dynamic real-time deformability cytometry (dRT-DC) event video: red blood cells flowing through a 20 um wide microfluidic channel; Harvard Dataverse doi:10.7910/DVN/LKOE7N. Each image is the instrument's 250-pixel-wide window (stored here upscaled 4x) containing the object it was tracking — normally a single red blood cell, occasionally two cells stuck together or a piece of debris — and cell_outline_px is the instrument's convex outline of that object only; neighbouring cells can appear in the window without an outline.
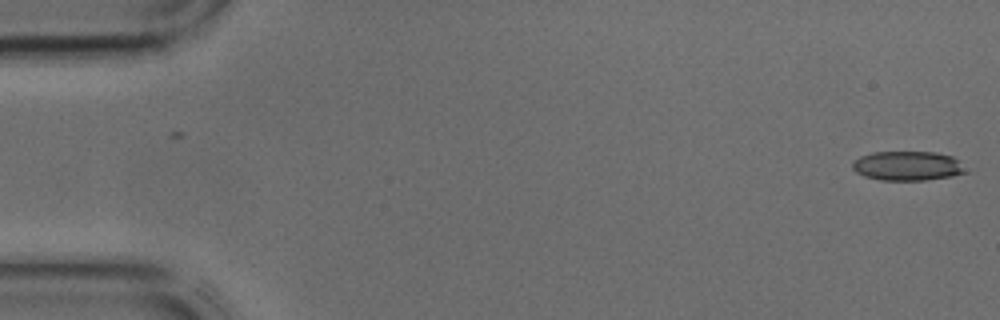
{"species": "common noctule bat (a hibernating species)", "species_latin": "Nyctalus noctula", "temperature_condition": "cold", "stored_images_in_passage": 7, "camera_frame_rate_fps": 3000, "um_per_image_px": 0.085, "animal": {"sex": "male", "body_mass_g": 17.9, "forearm_length_mm": 54.2}, "frame": {"image": 1, "passage_image": 1, "time_ms": 0.0, "image_size_px": [1000, 320], "cell_outline_px": [[968, 172], [952, 176], [924, 180], [880, 180], [864, 176], [856, 172], [852, 168], [852, 164], [860, 156], [872, 152], [936, 152], [952, 156]], "centroid_in_image_um": [77.12, 14.1], "position_along_channel_um": 7.9, "area_um2": 19.25}}